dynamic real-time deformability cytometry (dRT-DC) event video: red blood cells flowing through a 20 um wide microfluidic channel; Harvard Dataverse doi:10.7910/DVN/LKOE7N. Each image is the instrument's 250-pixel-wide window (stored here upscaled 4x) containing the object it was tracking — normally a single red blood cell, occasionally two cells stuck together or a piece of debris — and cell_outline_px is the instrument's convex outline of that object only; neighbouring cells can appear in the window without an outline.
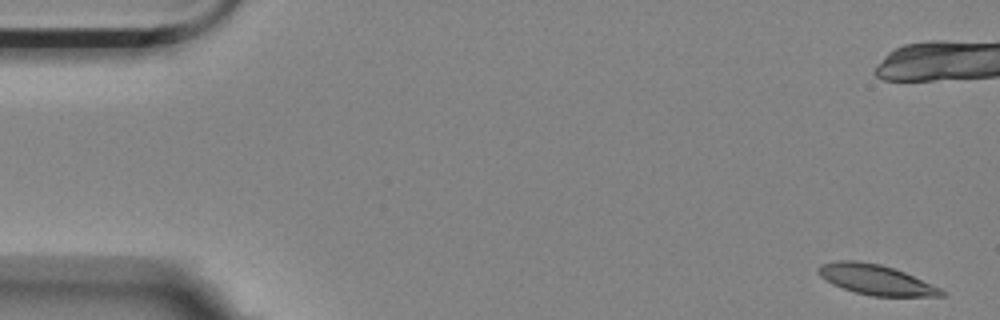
{"species": "Egyptian fruit bat (a non-hibernating species)", "species_latin": "Rousettus aegyptiacus", "temperature_condition": "room temperature", "stored_images_in_passage": 6, "camera_frame_rate_fps": 3000, "um_per_image_px": 0.085, "animal": {"sex": "female"}, "frame": {"image": 1, "passage_image": 1, "time_ms": 0.0, "image_size_px": [1000, 320], "cell_outline_px": [[948, 292], [944, 296], [872, 296], [856, 292], [832, 284], [820, 276], [816, 268], [820, 264], [836, 260], [856, 260], [880, 264], [904, 272], [940, 288]], "centroid_in_image_um": [74.43, 23.76], "position_along_channel_um": 10.6, "area_um2": 21.5}}